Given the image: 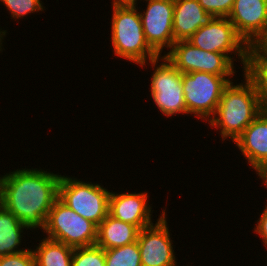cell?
I'll use <instances>...</instances> for the list:
<instances>
[{"label": "cell", "mask_w": 267, "mask_h": 266, "mask_svg": "<svg viewBox=\"0 0 267 266\" xmlns=\"http://www.w3.org/2000/svg\"><path fill=\"white\" fill-rule=\"evenodd\" d=\"M41 167L22 168L0 175V203L29 230H43L58 198L61 175Z\"/></svg>", "instance_id": "1"}, {"label": "cell", "mask_w": 267, "mask_h": 266, "mask_svg": "<svg viewBox=\"0 0 267 266\" xmlns=\"http://www.w3.org/2000/svg\"><path fill=\"white\" fill-rule=\"evenodd\" d=\"M242 75L244 81H232L224 88L216 112L207 123L219 131L221 142H234L264 110L253 83Z\"/></svg>", "instance_id": "2"}, {"label": "cell", "mask_w": 267, "mask_h": 266, "mask_svg": "<svg viewBox=\"0 0 267 266\" xmlns=\"http://www.w3.org/2000/svg\"><path fill=\"white\" fill-rule=\"evenodd\" d=\"M138 2L112 3L110 44L117 58L141 65L154 60L159 55L146 41Z\"/></svg>", "instance_id": "3"}, {"label": "cell", "mask_w": 267, "mask_h": 266, "mask_svg": "<svg viewBox=\"0 0 267 266\" xmlns=\"http://www.w3.org/2000/svg\"><path fill=\"white\" fill-rule=\"evenodd\" d=\"M61 175L58 198L83 218L97 226L107 217L110 191L102 183Z\"/></svg>", "instance_id": "4"}, {"label": "cell", "mask_w": 267, "mask_h": 266, "mask_svg": "<svg viewBox=\"0 0 267 266\" xmlns=\"http://www.w3.org/2000/svg\"><path fill=\"white\" fill-rule=\"evenodd\" d=\"M153 70L150 75V97L162 114L168 117L187 115L182 85V73L175 68L165 56L143 63L140 68Z\"/></svg>", "instance_id": "5"}, {"label": "cell", "mask_w": 267, "mask_h": 266, "mask_svg": "<svg viewBox=\"0 0 267 266\" xmlns=\"http://www.w3.org/2000/svg\"><path fill=\"white\" fill-rule=\"evenodd\" d=\"M234 76H220L206 72L182 73V85L187 117L192 115L208 122L216 112L224 88Z\"/></svg>", "instance_id": "6"}, {"label": "cell", "mask_w": 267, "mask_h": 266, "mask_svg": "<svg viewBox=\"0 0 267 266\" xmlns=\"http://www.w3.org/2000/svg\"><path fill=\"white\" fill-rule=\"evenodd\" d=\"M98 226L69 208L59 198L48 213L44 236L66 244L72 248L96 244Z\"/></svg>", "instance_id": "7"}, {"label": "cell", "mask_w": 267, "mask_h": 266, "mask_svg": "<svg viewBox=\"0 0 267 266\" xmlns=\"http://www.w3.org/2000/svg\"><path fill=\"white\" fill-rule=\"evenodd\" d=\"M187 41L204 51L225 54L233 63L240 61L243 72L249 46L228 18L216 17L207 26L200 27Z\"/></svg>", "instance_id": "8"}, {"label": "cell", "mask_w": 267, "mask_h": 266, "mask_svg": "<svg viewBox=\"0 0 267 266\" xmlns=\"http://www.w3.org/2000/svg\"><path fill=\"white\" fill-rule=\"evenodd\" d=\"M164 56L181 73L206 72L236 76L238 72L235 64L225 54L204 51L187 40L176 41Z\"/></svg>", "instance_id": "9"}, {"label": "cell", "mask_w": 267, "mask_h": 266, "mask_svg": "<svg viewBox=\"0 0 267 266\" xmlns=\"http://www.w3.org/2000/svg\"><path fill=\"white\" fill-rule=\"evenodd\" d=\"M164 208L155 223L139 231L137 243L141 266H179L166 217L167 207Z\"/></svg>", "instance_id": "10"}, {"label": "cell", "mask_w": 267, "mask_h": 266, "mask_svg": "<svg viewBox=\"0 0 267 266\" xmlns=\"http://www.w3.org/2000/svg\"><path fill=\"white\" fill-rule=\"evenodd\" d=\"M141 3L142 0L134 2ZM145 9L138 7L144 35L149 46L164 56L175 43L173 37L174 0H143ZM165 49H168L165 51ZM164 50V51H163ZM163 53V54H162Z\"/></svg>", "instance_id": "11"}, {"label": "cell", "mask_w": 267, "mask_h": 266, "mask_svg": "<svg viewBox=\"0 0 267 266\" xmlns=\"http://www.w3.org/2000/svg\"><path fill=\"white\" fill-rule=\"evenodd\" d=\"M227 18L248 46L267 40V0H234Z\"/></svg>", "instance_id": "12"}, {"label": "cell", "mask_w": 267, "mask_h": 266, "mask_svg": "<svg viewBox=\"0 0 267 266\" xmlns=\"http://www.w3.org/2000/svg\"><path fill=\"white\" fill-rule=\"evenodd\" d=\"M149 192H113L109 196L108 214L125 223L136 225L140 230L153 224V211L148 200ZM150 204V205H149Z\"/></svg>", "instance_id": "13"}, {"label": "cell", "mask_w": 267, "mask_h": 266, "mask_svg": "<svg viewBox=\"0 0 267 266\" xmlns=\"http://www.w3.org/2000/svg\"><path fill=\"white\" fill-rule=\"evenodd\" d=\"M255 173L267 162V111L263 110L234 141Z\"/></svg>", "instance_id": "14"}, {"label": "cell", "mask_w": 267, "mask_h": 266, "mask_svg": "<svg viewBox=\"0 0 267 266\" xmlns=\"http://www.w3.org/2000/svg\"><path fill=\"white\" fill-rule=\"evenodd\" d=\"M216 17L207 13L198 0H174V41L187 40L200 27L207 26Z\"/></svg>", "instance_id": "15"}, {"label": "cell", "mask_w": 267, "mask_h": 266, "mask_svg": "<svg viewBox=\"0 0 267 266\" xmlns=\"http://www.w3.org/2000/svg\"><path fill=\"white\" fill-rule=\"evenodd\" d=\"M140 229L111 215L98 225L96 245L104 250L121 247L137 241Z\"/></svg>", "instance_id": "16"}, {"label": "cell", "mask_w": 267, "mask_h": 266, "mask_svg": "<svg viewBox=\"0 0 267 266\" xmlns=\"http://www.w3.org/2000/svg\"><path fill=\"white\" fill-rule=\"evenodd\" d=\"M27 230L14 214L0 203V257L27 250V247H21L23 234H26Z\"/></svg>", "instance_id": "17"}, {"label": "cell", "mask_w": 267, "mask_h": 266, "mask_svg": "<svg viewBox=\"0 0 267 266\" xmlns=\"http://www.w3.org/2000/svg\"><path fill=\"white\" fill-rule=\"evenodd\" d=\"M243 74L253 83L267 111V51L262 46H249Z\"/></svg>", "instance_id": "18"}, {"label": "cell", "mask_w": 267, "mask_h": 266, "mask_svg": "<svg viewBox=\"0 0 267 266\" xmlns=\"http://www.w3.org/2000/svg\"><path fill=\"white\" fill-rule=\"evenodd\" d=\"M38 241L32 248L35 266H72L74 248L47 237Z\"/></svg>", "instance_id": "19"}, {"label": "cell", "mask_w": 267, "mask_h": 266, "mask_svg": "<svg viewBox=\"0 0 267 266\" xmlns=\"http://www.w3.org/2000/svg\"><path fill=\"white\" fill-rule=\"evenodd\" d=\"M106 266H141L139 245L136 242L104 250Z\"/></svg>", "instance_id": "20"}, {"label": "cell", "mask_w": 267, "mask_h": 266, "mask_svg": "<svg viewBox=\"0 0 267 266\" xmlns=\"http://www.w3.org/2000/svg\"><path fill=\"white\" fill-rule=\"evenodd\" d=\"M2 4L9 12L11 19L17 20L24 19L29 14L38 13L40 14L45 10L44 3L42 0H0Z\"/></svg>", "instance_id": "21"}, {"label": "cell", "mask_w": 267, "mask_h": 266, "mask_svg": "<svg viewBox=\"0 0 267 266\" xmlns=\"http://www.w3.org/2000/svg\"><path fill=\"white\" fill-rule=\"evenodd\" d=\"M72 266H106L104 249L96 244L74 248Z\"/></svg>", "instance_id": "22"}, {"label": "cell", "mask_w": 267, "mask_h": 266, "mask_svg": "<svg viewBox=\"0 0 267 266\" xmlns=\"http://www.w3.org/2000/svg\"><path fill=\"white\" fill-rule=\"evenodd\" d=\"M207 13H212L215 17L227 18L231 13L234 0H198Z\"/></svg>", "instance_id": "23"}, {"label": "cell", "mask_w": 267, "mask_h": 266, "mask_svg": "<svg viewBox=\"0 0 267 266\" xmlns=\"http://www.w3.org/2000/svg\"><path fill=\"white\" fill-rule=\"evenodd\" d=\"M0 266H35L33 250L30 247L20 253L2 256L0 257Z\"/></svg>", "instance_id": "24"}, {"label": "cell", "mask_w": 267, "mask_h": 266, "mask_svg": "<svg viewBox=\"0 0 267 266\" xmlns=\"http://www.w3.org/2000/svg\"><path fill=\"white\" fill-rule=\"evenodd\" d=\"M263 212L259 215L258 220H256V225L254 224L253 232L259 235L260 240L265 248H267V210L263 207Z\"/></svg>", "instance_id": "25"}, {"label": "cell", "mask_w": 267, "mask_h": 266, "mask_svg": "<svg viewBox=\"0 0 267 266\" xmlns=\"http://www.w3.org/2000/svg\"><path fill=\"white\" fill-rule=\"evenodd\" d=\"M258 179H260L262 186L267 189V162L256 172Z\"/></svg>", "instance_id": "26"}, {"label": "cell", "mask_w": 267, "mask_h": 266, "mask_svg": "<svg viewBox=\"0 0 267 266\" xmlns=\"http://www.w3.org/2000/svg\"><path fill=\"white\" fill-rule=\"evenodd\" d=\"M7 30H2V28L0 29V53L3 52V50L5 51V48L3 47V43H4V38L7 37Z\"/></svg>", "instance_id": "27"}, {"label": "cell", "mask_w": 267, "mask_h": 266, "mask_svg": "<svg viewBox=\"0 0 267 266\" xmlns=\"http://www.w3.org/2000/svg\"><path fill=\"white\" fill-rule=\"evenodd\" d=\"M111 3H130V0H112Z\"/></svg>", "instance_id": "28"}, {"label": "cell", "mask_w": 267, "mask_h": 266, "mask_svg": "<svg viewBox=\"0 0 267 266\" xmlns=\"http://www.w3.org/2000/svg\"><path fill=\"white\" fill-rule=\"evenodd\" d=\"M261 46L267 51V40Z\"/></svg>", "instance_id": "29"}]
</instances>
